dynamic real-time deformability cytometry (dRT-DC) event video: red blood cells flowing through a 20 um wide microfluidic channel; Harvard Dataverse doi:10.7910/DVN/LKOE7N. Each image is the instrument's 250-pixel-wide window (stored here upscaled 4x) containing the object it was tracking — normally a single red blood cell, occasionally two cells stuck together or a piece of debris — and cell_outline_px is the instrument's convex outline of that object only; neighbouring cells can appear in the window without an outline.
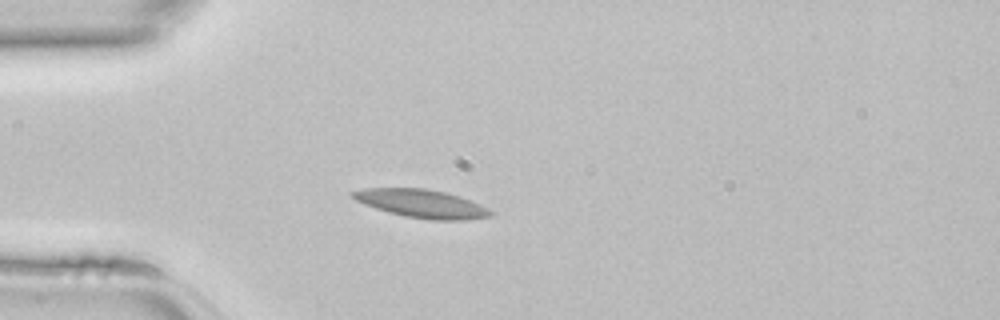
{"species": "common noctule bat (a hibernating species)", "species_latin": "Nyctalus noctula", "temperature_condition": "room temperature", "stored_images_in_passage": 30, "camera_frame_rate_fps": 3000, "um_per_image_px": 0.085, "animal": {"sex": "female", "body_mass_g": 22.7, "forearm_length_mm": 54.2}, "frame": {"image": 1, "passage_image": 6, "time_ms": 1.667, "image_size_px": [1000, 320], "cell_outline_px": [[496, 212], [492, 216], [464, 220], [432, 220], [404, 216], [388, 212], [364, 204], [356, 200], [348, 192], [364, 188], [424, 188], [444, 192], [480, 204]], "centroid_in_image_um": [35.83, 17.31], "position_along_channel_um": 49.2, "area_um2": 22.6}}
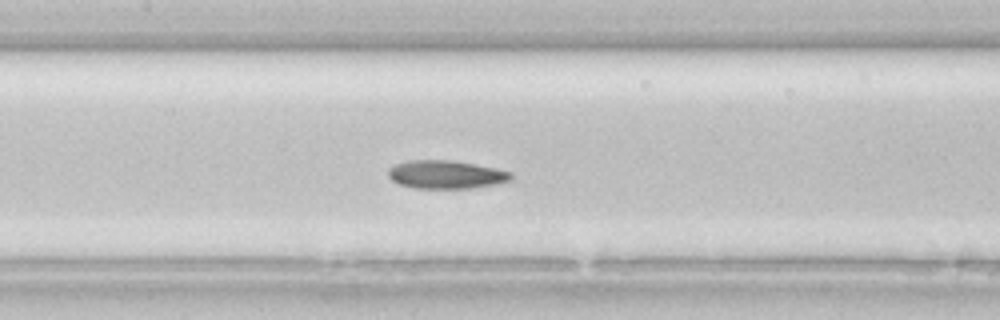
{"frame": {"image": 2, "passage_image": 15, "time_ms": 4.667, "image_size_px": [1000, 320], "cell_outline_px": [[512, 176], [508, 180], [496, 184], [472, 188], [412, 188], [400, 184], [392, 180], [388, 176], [388, 168], [396, 164], [408, 160], [452, 160], [496, 168], [512, 172]], "centroid_in_image_um": [37.88, 14.83], "position_along_channel_um": 169.5, "area_um2": 20.17}}
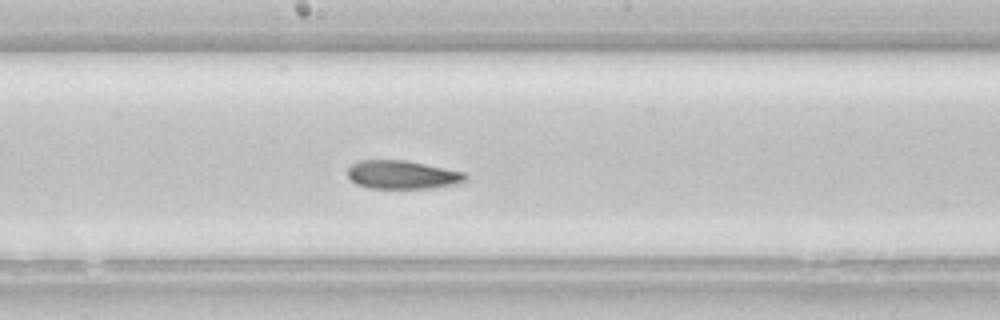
{"frame": {"image": 3, "passage_image": 18, "time_ms": 5.667, "image_size_px": [1000, 320], "cell_outline_px": [[464, 180], [456, 184], [428, 188], [368, 188], [356, 184], [348, 176], [348, 168], [352, 164], [360, 160], [408, 160], [464, 172]], "centroid_in_image_um": [34.15, 14.84], "position_along_channel_um": 214.0, "area_um2": 19.36}}